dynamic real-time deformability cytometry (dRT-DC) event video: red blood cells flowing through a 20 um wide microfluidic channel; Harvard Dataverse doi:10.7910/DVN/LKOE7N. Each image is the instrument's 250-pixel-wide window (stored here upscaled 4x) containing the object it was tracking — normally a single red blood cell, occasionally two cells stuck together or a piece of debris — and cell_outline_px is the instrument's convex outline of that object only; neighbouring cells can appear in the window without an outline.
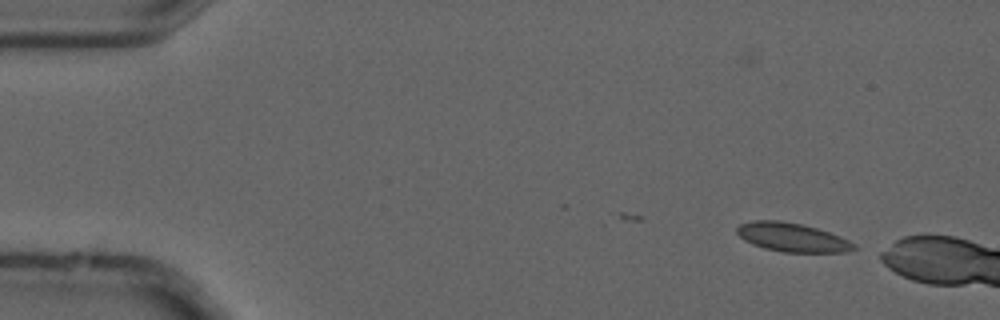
{"species": "common noctule bat (a hibernating species)", "species_latin": "Nyctalus noctula", "temperature_condition": "cold", "stored_images_in_passage": 5, "camera_frame_rate_fps": 3000, "um_per_image_px": 0.085, "animal": {"sex": "male", "forearm_length_mm": 52.5}, "frame": {"image": 1, "passage_image": 3, "time_ms": 0.667, "image_size_px": [1000, 320], "cell_outline_px": [[860, 248], [848, 252], [784, 252], [764, 248], [752, 244], [744, 240], [736, 232], [736, 228], [740, 224], [756, 220], [780, 220], [800, 224], [816, 228], [840, 236], [856, 244]], "centroid_in_image_um": [67.36, 20.18], "position_along_channel_um": 17.6, "area_um2": 19.65}}